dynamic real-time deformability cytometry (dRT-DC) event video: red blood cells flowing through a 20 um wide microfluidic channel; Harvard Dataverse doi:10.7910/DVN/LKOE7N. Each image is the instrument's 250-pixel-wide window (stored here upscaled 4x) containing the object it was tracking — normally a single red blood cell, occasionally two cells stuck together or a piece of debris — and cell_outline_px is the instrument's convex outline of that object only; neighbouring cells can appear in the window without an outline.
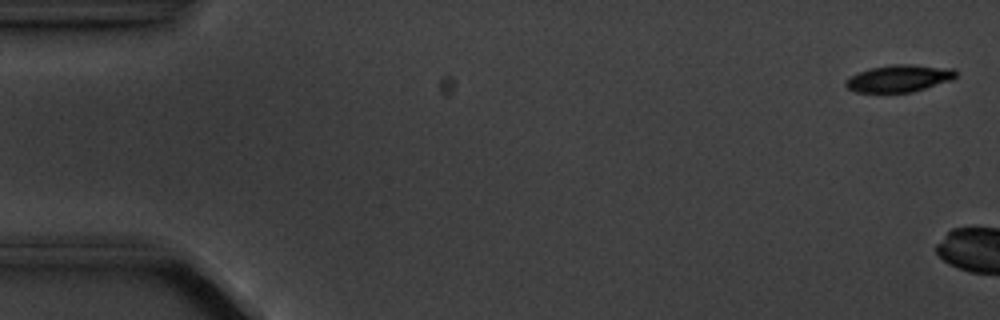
{"species": "common noctule bat (a hibernating species)", "species_latin": "Nyctalus noctula", "temperature_condition": "cold", "stored_images_in_passage": 6, "camera_frame_rate_fps": 3000, "um_per_image_px": 0.085, "animal": {"sex": "male", "body_mass_g": 20.1, "forearm_length_mm": 53.5}, "frame": {"image": 1, "passage_image": 1, "time_ms": 0.0, "image_size_px": [1000, 320], "cell_outline_px": [[956, 76], [952, 80], [912, 92], [856, 92], [848, 88], [844, 84], [844, 80], [868, 68], [892, 64], [912, 64], [952, 68], [956, 72]], "centroid_in_image_um": [76.42, 6.65], "position_along_channel_um": 8.6, "area_um2": 17.4}}